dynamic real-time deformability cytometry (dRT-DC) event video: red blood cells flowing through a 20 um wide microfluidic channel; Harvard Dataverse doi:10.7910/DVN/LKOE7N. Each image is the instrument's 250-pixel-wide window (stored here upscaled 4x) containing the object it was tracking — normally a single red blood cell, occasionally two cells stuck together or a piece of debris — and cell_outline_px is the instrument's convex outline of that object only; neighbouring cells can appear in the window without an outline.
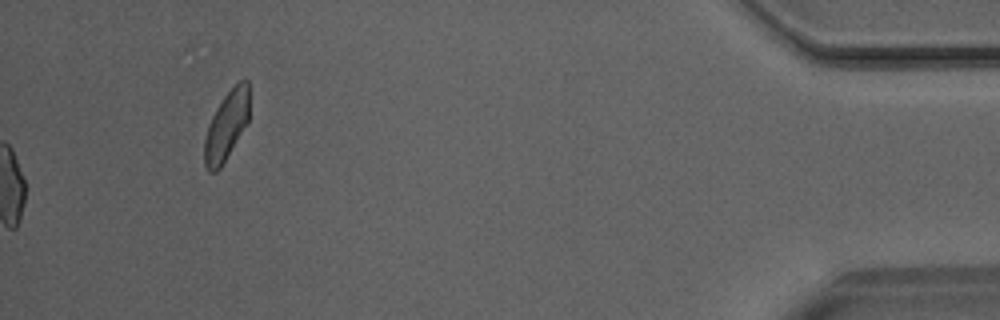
{"species": "Egyptian fruit bat (a non-hibernating species)", "species_latin": "Rousettus aegyptiacus", "temperature_condition": "room temperature", "stored_images_in_passage": 48, "camera_frame_rate_fps": 3000, "um_per_image_px": 0.085, "animal": {"sex": "male"}, "frame": {"image": 1, "passage_image": 48, "time_ms": 15.667, "image_size_px": [1000, 320], "cell_outline_px": [[248, 124], [220, 168], [216, 172], [208, 172], [204, 164], [204, 140], [212, 116], [216, 108], [224, 96], [240, 80], [248, 80]], "centroid_in_image_um": [19.24, 10.73], "position_along_channel_um": 416.0, "area_um2": 17.92}}